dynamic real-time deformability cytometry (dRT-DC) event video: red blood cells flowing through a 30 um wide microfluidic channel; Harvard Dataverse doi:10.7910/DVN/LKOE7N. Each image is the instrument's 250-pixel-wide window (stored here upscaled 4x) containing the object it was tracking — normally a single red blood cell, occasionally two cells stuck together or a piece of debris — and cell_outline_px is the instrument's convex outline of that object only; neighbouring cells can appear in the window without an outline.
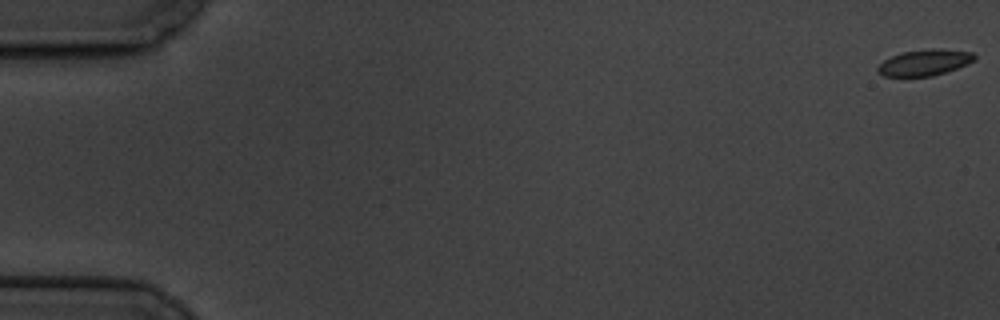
{"species": "common noctule bat (a hibernating species)", "species_latin": "Nyctalus noctula", "temperature_condition": "cold", "stored_images_in_passage": 3, "camera_frame_rate_fps": 3000, "um_per_image_px": 0.085, "animal": {"sex": "male", "body_mass_g": 19.5, "forearm_length_mm": 54.6}, "frame": {"image": 1, "passage_image": 1, "time_ms": 0.0, "image_size_px": [1000, 320], "cell_outline_px": [[976, 60], [968, 64], [932, 76], [884, 76], [876, 68], [884, 60], [892, 56], [904, 52], [932, 48], [940, 48], [972, 52], [976, 56]], "centroid_in_image_um": [78.63, 5.3], "position_along_channel_um": 6.4, "area_um2": 14.57}}